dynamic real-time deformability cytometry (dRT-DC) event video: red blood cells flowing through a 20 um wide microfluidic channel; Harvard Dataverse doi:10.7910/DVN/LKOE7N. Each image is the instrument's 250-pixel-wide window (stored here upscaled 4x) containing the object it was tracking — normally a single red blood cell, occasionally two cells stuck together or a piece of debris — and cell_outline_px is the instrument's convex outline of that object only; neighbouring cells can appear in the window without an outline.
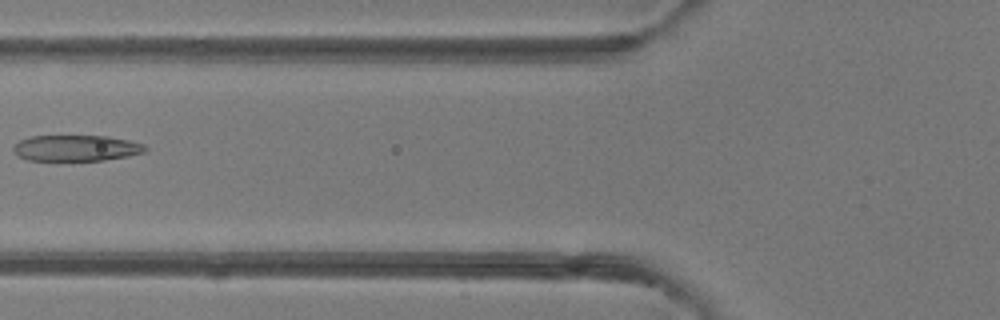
{"species": "common noctule bat (a hibernating species)", "species_latin": "Nyctalus noctula", "temperature_condition": "room temperature", "stored_images_in_passage": 3, "camera_frame_rate_fps": 3000, "um_per_image_px": 0.085, "animal": {"sex": "female"}, "frame": {"image": 1, "passage_image": 3, "time_ms": 2.333, "image_size_px": [1000, 320], "cell_outline_px": [[148, 148], [144, 152], [128, 156], [104, 160], [28, 160], [16, 156], [12, 152], [12, 148], [20, 140], [32, 136], [108, 136], [128, 140], [144, 144]], "centroid_in_image_um": [6.45, 12.59], "position_along_channel_um": 119.3, "area_um2": 20.0}}